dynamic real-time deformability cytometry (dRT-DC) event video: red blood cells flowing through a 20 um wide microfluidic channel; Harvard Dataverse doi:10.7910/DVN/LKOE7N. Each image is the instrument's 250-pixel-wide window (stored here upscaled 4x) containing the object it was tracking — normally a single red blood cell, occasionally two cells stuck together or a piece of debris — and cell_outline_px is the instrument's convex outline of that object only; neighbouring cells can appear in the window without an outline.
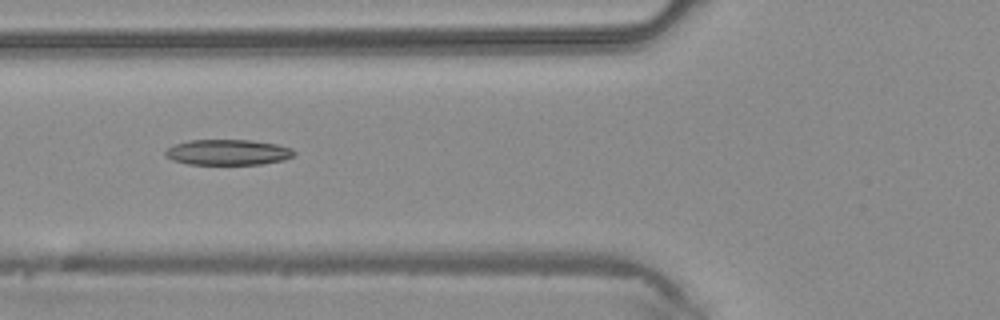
{"species": "common noctule bat (a hibernating species)", "species_latin": "Nyctalus noctula", "temperature_condition": "warm", "stored_images_in_passage": 16, "camera_frame_rate_fps": 3000, "um_per_image_px": 0.085, "animal": {"sex": "male", "body_mass_g": 20.4}, "frame": {"image": 1, "passage_image": 7, "time_ms": 2.0, "image_size_px": [1000, 320], "cell_outline_px": [[296, 152], [292, 156], [284, 160], [260, 164], [188, 164], [172, 160], [164, 156], [164, 152], [172, 144], [188, 140], [252, 140], [276, 144], [292, 148]], "centroid_in_image_um": [19.33, 12.94], "position_along_channel_um": 106.5, "area_um2": 19.31}}
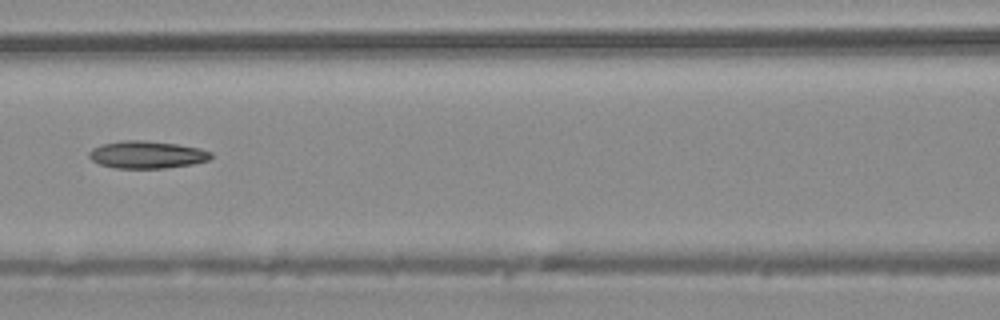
{"frame": {"image": 2, "passage_image": 10, "time_ms": 3.0, "image_size_px": [1000, 320], "cell_outline_px": [[212, 156], [208, 160], [192, 164], [164, 168], [116, 168], [100, 164], [92, 160], [88, 156], [88, 152], [92, 148], [104, 144], [124, 140], [140, 140], [176, 144], [200, 148], [212, 152]], "centroid_in_image_um": [12.48, 13.15], "position_along_channel_um": 154.1, "area_um2": 19.31}}
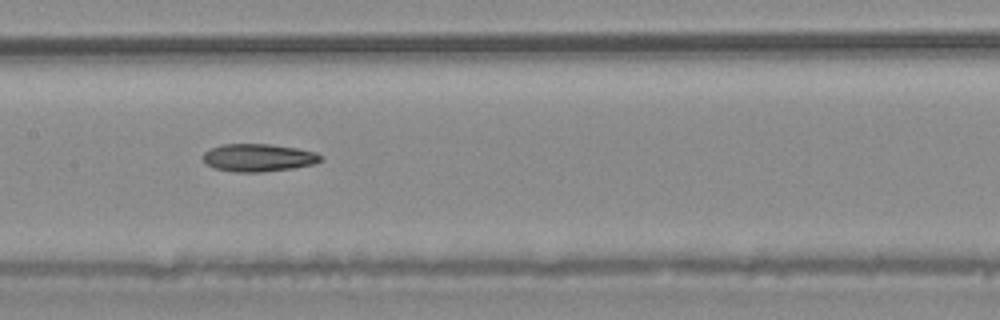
{"frame": {"image": 3, "passage_image": 12, "time_ms": 3.667, "image_size_px": [1000, 320], "cell_outline_px": [[324, 156], [316, 164], [292, 168], [264, 172], [232, 172], [212, 168], [204, 164], [204, 152], [212, 148], [224, 144], [268, 144], [296, 148], [316, 152]], "centroid_in_image_um": [21.96, 13.41], "position_along_channel_um": 185.4, "area_um2": 19.13}}